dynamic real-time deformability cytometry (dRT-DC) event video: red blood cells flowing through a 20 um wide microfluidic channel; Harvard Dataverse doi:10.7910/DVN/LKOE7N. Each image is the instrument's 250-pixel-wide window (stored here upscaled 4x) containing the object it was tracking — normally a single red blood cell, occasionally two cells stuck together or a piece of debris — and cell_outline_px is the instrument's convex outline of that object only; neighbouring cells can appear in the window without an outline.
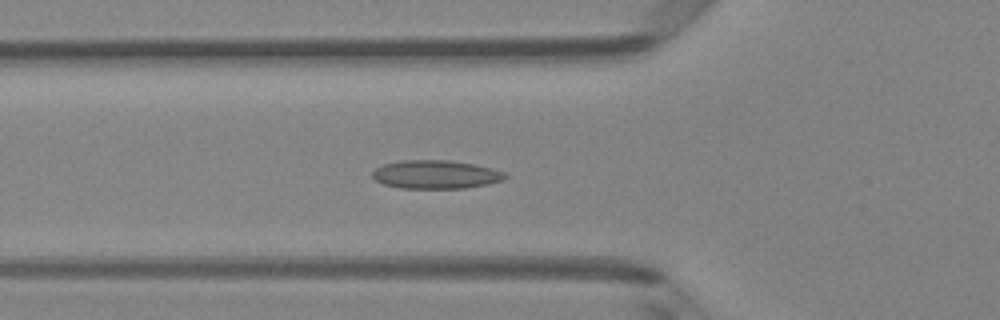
{"species": "Egyptian fruit bat (a non-hibernating species)", "species_latin": "Rousettus aegyptiacus", "temperature_condition": "room temperature", "stored_images_in_passage": 48, "camera_frame_rate_fps": 3000, "um_per_image_px": 0.085, "animal": {"sex": "female"}, "frame": {"image": 1, "passage_image": 17, "time_ms": 5.333, "image_size_px": [1000, 320], "cell_outline_px": [[508, 176], [504, 180], [488, 184], [464, 188], [400, 188], [384, 184], [376, 180], [372, 176], [372, 172], [376, 168], [384, 164], [400, 160], [448, 160], [472, 164], [492, 168], [504, 172]], "centroid_in_image_um": [37.04, 14.83], "position_along_channel_um": 88.8, "area_um2": 21.96}}
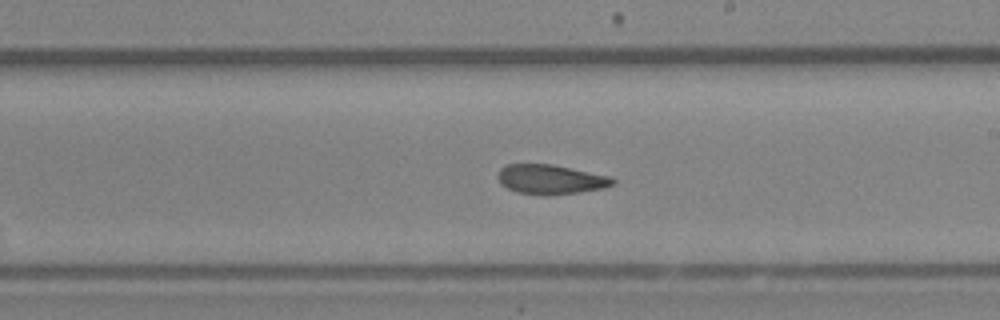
{"frame": {"image": 2, "passage_image": 28, "time_ms": 9.0, "image_size_px": [1000, 320], "cell_outline_px": [[616, 184], [604, 188], [580, 192], [544, 196], [516, 192], [500, 184], [500, 168], [504, 164], [552, 164], [612, 176], [616, 180]], "centroid_in_image_um": [46.86, 15.25], "position_along_channel_um": 242.1, "area_um2": 20.0}}
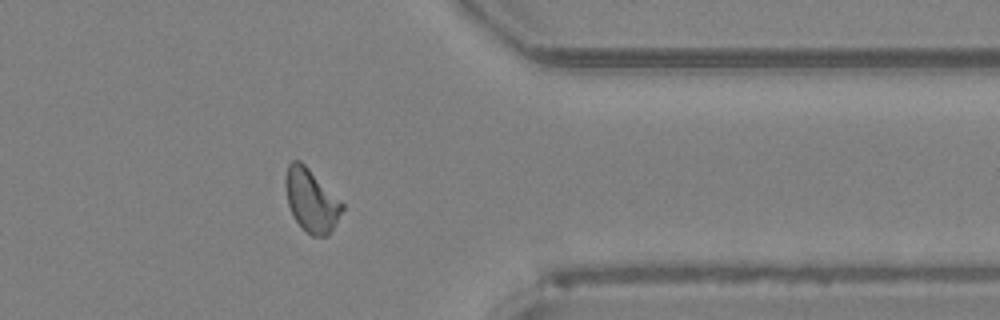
{"frame": {"image": 3, "passage_image": 39, "time_ms": 12.667, "image_size_px": [1000, 320], "cell_outline_px": [[344, 208], [328, 236], [312, 236], [296, 220], [288, 204], [284, 184], [284, 180], [288, 164], [292, 160], [300, 160], [344, 204]], "centroid_in_image_um": [26.44, 17.01], "position_along_channel_um": 385.0, "area_um2": 20.4}, "authors_computed_cell_mechanics": {"area_um2": 20.3456, "velocity_mm_per_s": 4.2001, "shape_relaxation_time_tau1_ms": null, "shape_relaxation_time_tau2_ms": 3.5648, "deformation_change_tau1": null, "deformation_change_tau2": 0.0859}}